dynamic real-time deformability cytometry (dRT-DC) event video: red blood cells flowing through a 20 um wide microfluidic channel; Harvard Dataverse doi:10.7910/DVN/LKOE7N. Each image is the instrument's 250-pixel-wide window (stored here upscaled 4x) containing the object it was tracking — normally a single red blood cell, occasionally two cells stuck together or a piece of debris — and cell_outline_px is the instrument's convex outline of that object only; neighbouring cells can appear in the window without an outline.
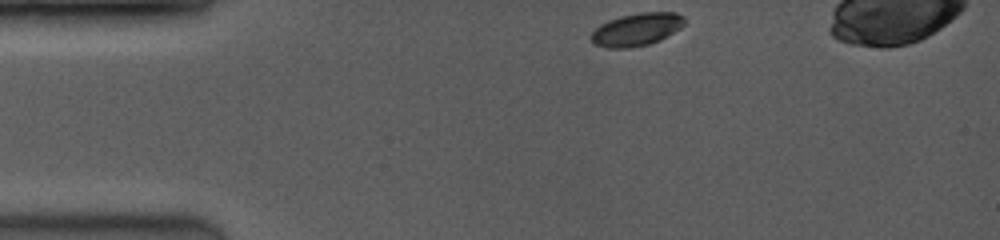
{"species": "common noctule bat (a hibernating species)", "species_latin": "Nyctalus noctula", "temperature_condition": "room temperature", "stored_images_in_passage": 40, "camera_frame_rate_fps": 3500, "um_per_image_px": 0.085, "animal": {"sex": "female", "body_mass_g": 19.0, "forearm_length_mm": 53.3}, "frame": {"image": 1, "passage_image": 1, "time_ms": 0.0, "image_size_px": [1000, 240], "cell_outline_px": [[684, 24], [680, 28], [660, 40], [648, 44], [632, 48], [608, 48], [596, 44], [592, 40], [592, 32], [600, 24], [608, 20], [620, 16], [640, 12], [676, 12], [684, 16]], "centroid_in_image_um": [54.13, 2.49], "position_along_channel_um": 30.9, "area_um2": 17.74}}
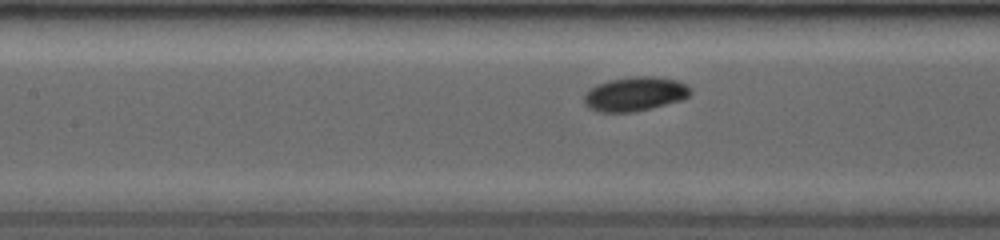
{"frame": {"image": 2, "passage_image": 16, "time_ms": 4.286, "image_size_px": [1000, 240], "cell_outline_px": [[692, 92], [688, 96], [680, 100], [632, 112], [600, 112], [588, 108], [584, 104], [584, 96], [596, 84], [608, 80], [628, 76], [656, 76], [676, 80], [684, 84]], "centroid_in_image_um": [53.93, 7.97], "position_along_channel_um": 153.5, "area_um2": 20.98}}
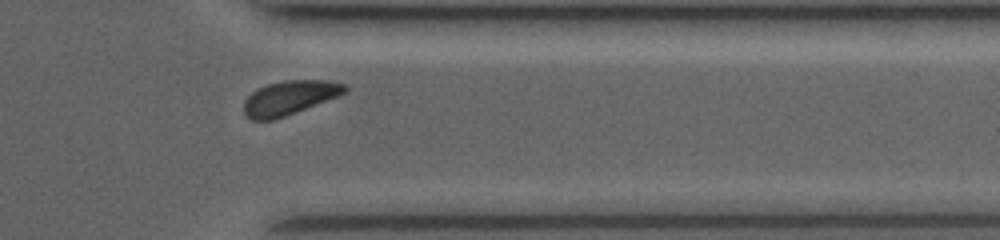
{"frame": {"image": 3, "passage_image": 36, "time_ms": 10.0, "image_size_px": [1000, 240], "cell_outline_px": [[348, 92], [284, 116], [272, 120], [252, 120], [244, 112], [244, 100], [256, 88], [268, 84], [284, 80], [328, 80], [348, 84]], "centroid_in_image_um": [24.62, 8.28], "position_along_channel_um": 386.8, "area_um2": 20.0}, "authors_computed_cell_mechanics": {"area_um2": 20.0855, "velocity_mm_per_s": 4.0634, "shape_relaxation_time_tau1_ms": 1.4065, "shape_relaxation_time_tau2_ms": null, "deformation_change_tau1": 0.0889, "deformation_change_tau2": null}}